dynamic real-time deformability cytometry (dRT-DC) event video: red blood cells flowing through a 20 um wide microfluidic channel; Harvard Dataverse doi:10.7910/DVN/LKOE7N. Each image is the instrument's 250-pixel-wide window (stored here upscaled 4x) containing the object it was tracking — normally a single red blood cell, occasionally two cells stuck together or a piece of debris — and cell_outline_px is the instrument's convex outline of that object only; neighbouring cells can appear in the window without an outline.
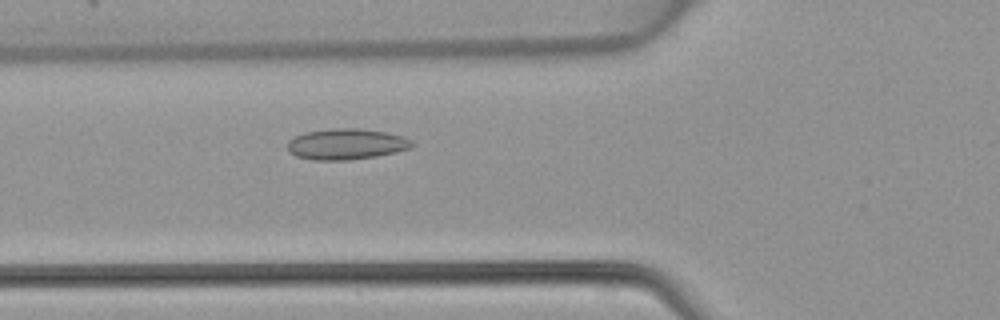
{"species": "common noctule bat (a hibernating species)", "species_latin": "Nyctalus noctula", "temperature_condition": "warm", "stored_images_in_passage": 38, "camera_frame_rate_fps": 3000, "um_per_image_px": 0.085, "animal": {"sex": "female", "body_mass_g": 22.7, "forearm_length_mm": 54.2}, "frame": {"image": 1, "passage_image": 12, "time_ms": 3.667, "image_size_px": [1000, 320], "cell_outline_px": [[416, 144], [412, 148], [396, 152], [376, 156], [348, 160], [312, 160], [296, 156], [288, 152], [288, 140], [304, 132], [332, 128], [360, 128], [384, 132], [404, 136], [412, 140]], "centroid_in_image_um": [29.45, 12.25], "position_along_channel_um": 96.3, "area_um2": 22.66}}
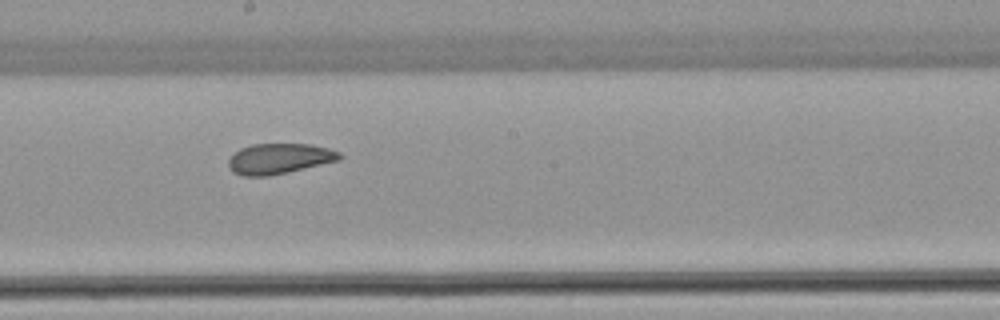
{"frame": {"image": 2, "passage_image": 21, "time_ms": 6.667, "image_size_px": [1000, 320], "cell_outline_px": [[344, 156], [340, 160], [288, 172], [268, 176], [244, 176], [232, 172], [228, 168], [228, 160], [240, 148], [252, 144], [308, 144], [328, 148], [340, 152]], "centroid_in_image_um": [23.74, 13.49], "position_along_channel_um": 224.5, "area_um2": 19.77}}
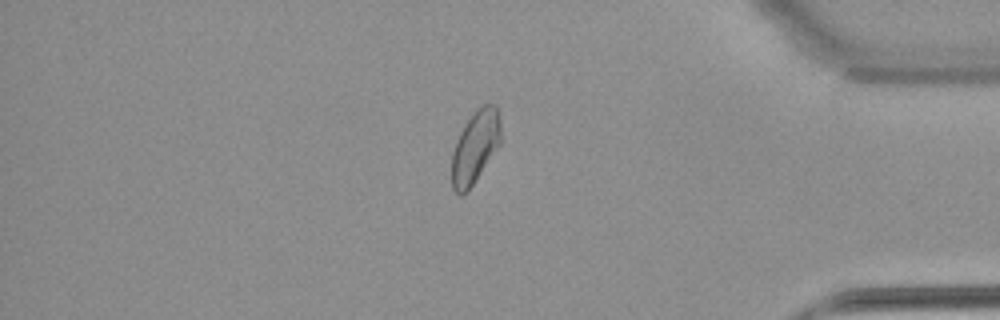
{"frame": {"image": 3, "passage_image": 35, "time_ms": 11.333, "image_size_px": [1000, 320], "cell_outline_px": [[500, 144], [472, 184], [460, 196], [452, 188], [452, 152], [456, 140], [460, 132], [476, 108], [484, 104], [496, 104], [500, 112]], "centroid_in_image_um": [40.4, 12.43], "position_along_channel_um": 394.8, "area_um2": 20.46}}